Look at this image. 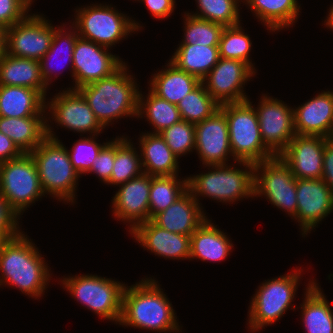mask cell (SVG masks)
I'll use <instances>...</instances> for the list:
<instances>
[{
    "label": "cell",
    "instance_id": "obj_1",
    "mask_svg": "<svg viewBox=\"0 0 333 333\" xmlns=\"http://www.w3.org/2000/svg\"><path fill=\"white\" fill-rule=\"evenodd\" d=\"M46 261L24 231L7 239L0 248V288L15 287L28 298L40 300L53 275Z\"/></svg>",
    "mask_w": 333,
    "mask_h": 333
},
{
    "label": "cell",
    "instance_id": "obj_2",
    "mask_svg": "<svg viewBox=\"0 0 333 333\" xmlns=\"http://www.w3.org/2000/svg\"><path fill=\"white\" fill-rule=\"evenodd\" d=\"M155 277L126 285L118 325L158 333H182L172 302Z\"/></svg>",
    "mask_w": 333,
    "mask_h": 333
},
{
    "label": "cell",
    "instance_id": "obj_3",
    "mask_svg": "<svg viewBox=\"0 0 333 333\" xmlns=\"http://www.w3.org/2000/svg\"><path fill=\"white\" fill-rule=\"evenodd\" d=\"M129 68L126 61L111 76L77 89L105 129L118 119L137 118L139 89L142 88Z\"/></svg>",
    "mask_w": 333,
    "mask_h": 333
},
{
    "label": "cell",
    "instance_id": "obj_4",
    "mask_svg": "<svg viewBox=\"0 0 333 333\" xmlns=\"http://www.w3.org/2000/svg\"><path fill=\"white\" fill-rule=\"evenodd\" d=\"M233 163L204 166L206 172L187 177L188 190L200 206L203 205L200 202L203 197L226 205L254 198L255 164L245 161Z\"/></svg>",
    "mask_w": 333,
    "mask_h": 333
},
{
    "label": "cell",
    "instance_id": "obj_5",
    "mask_svg": "<svg viewBox=\"0 0 333 333\" xmlns=\"http://www.w3.org/2000/svg\"><path fill=\"white\" fill-rule=\"evenodd\" d=\"M30 154L46 198L49 195V198L74 206L81 176L70 161L66 145L60 139L47 136Z\"/></svg>",
    "mask_w": 333,
    "mask_h": 333
},
{
    "label": "cell",
    "instance_id": "obj_6",
    "mask_svg": "<svg viewBox=\"0 0 333 333\" xmlns=\"http://www.w3.org/2000/svg\"><path fill=\"white\" fill-rule=\"evenodd\" d=\"M91 3L73 10L74 20L70 23L81 38L112 49L133 33L144 29V25L125 12H120L113 4Z\"/></svg>",
    "mask_w": 333,
    "mask_h": 333
},
{
    "label": "cell",
    "instance_id": "obj_7",
    "mask_svg": "<svg viewBox=\"0 0 333 333\" xmlns=\"http://www.w3.org/2000/svg\"><path fill=\"white\" fill-rule=\"evenodd\" d=\"M296 268L284 275L265 279L255 289L256 293L251 297L246 320L250 332H259L279 321L287 310L296 309L293 302L304 271L301 267Z\"/></svg>",
    "mask_w": 333,
    "mask_h": 333
},
{
    "label": "cell",
    "instance_id": "obj_8",
    "mask_svg": "<svg viewBox=\"0 0 333 333\" xmlns=\"http://www.w3.org/2000/svg\"><path fill=\"white\" fill-rule=\"evenodd\" d=\"M63 275L59 278L62 288L83 307L102 320L116 325L120 321L122 298L126 283L97 274Z\"/></svg>",
    "mask_w": 333,
    "mask_h": 333
},
{
    "label": "cell",
    "instance_id": "obj_9",
    "mask_svg": "<svg viewBox=\"0 0 333 333\" xmlns=\"http://www.w3.org/2000/svg\"><path fill=\"white\" fill-rule=\"evenodd\" d=\"M249 98L243 102L220 105L228 123L229 142L236 161L253 164L271 159L275 155L264 145L258 116Z\"/></svg>",
    "mask_w": 333,
    "mask_h": 333
},
{
    "label": "cell",
    "instance_id": "obj_10",
    "mask_svg": "<svg viewBox=\"0 0 333 333\" xmlns=\"http://www.w3.org/2000/svg\"><path fill=\"white\" fill-rule=\"evenodd\" d=\"M0 193L20 217L45 196L30 153L0 163Z\"/></svg>",
    "mask_w": 333,
    "mask_h": 333
},
{
    "label": "cell",
    "instance_id": "obj_11",
    "mask_svg": "<svg viewBox=\"0 0 333 333\" xmlns=\"http://www.w3.org/2000/svg\"><path fill=\"white\" fill-rule=\"evenodd\" d=\"M52 96L51 99L46 98L48 137L59 140L58 135L56 136V132H54V123L56 127L80 133V136L103 133L105 128L96 119L87 101L78 90L65 88Z\"/></svg>",
    "mask_w": 333,
    "mask_h": 333
},
{
    "label": "cell",
    "instance_id": "obj_12",
    "mask_svg": "<svg viewBox=\"0 0 333 333\" xmlns=\"http://www.w3.org/2000/svg\"><path fill=\"white\" fill-rule=\"evenodd\" d=\"M263 196L292 220L296 217V178L280 156L255 164L254 198Z\"/></svg>",
    "mask_w": 333,
    "mask_h": 333
},
{
    "label": "cell",
    "instance_id": "obj_13",
    "mask_svg": "<svg viewBox=\"0 0 333 333\" xmlns=\"http://www.w3.org/2000/svg\"><path fill=\"white\" fill-rule=\"evenodd\" d=\"M43 13H29L5 30V53L40 61L50 49L54 35L52 20Z\"/></svg>",
    "mask_w": 333,
    "mask_h": 333
},
{
    "label": "cell",
    "instance_id": "obj_14",
    "mask_svg": "<svg viewBox=\"0 0 333 333\" xmlns=\"http://www.w3.org/2000/svg\"><path fill=\"white\" fill-rule=\"evenodd\" d=\"M258 116L264 145L279 156L296 135L294 131V109L286 102L263 93L256 104H252Z\"/></svg>",
    "mask_w": 333,
    "mask_h": 333
},
{
    "label": "cell",
    "instance_id": "obj_15",
    "mask_svg": "<svg viewBox=\"0 0 333 333\" xmlns=\"http://www.w3.org/2000/svg\"><path fill=\"white\" fill-rule=\"evenodd\" d=\"M111 50L78 37L73 50V86L69 89L77 90L116 72L125 60Z\"/></svg>",
    "mask_w": 333,
    "mask_h": 333
},
{
    "label": "cell",
    "instance_id": "obj_16",
    "mask_svg": "<svg viewBox=\"0 0 333 333\" xmlns=\"http://www.w3.org/2000/svg\"><path fill=\"white\" fill-rule=\"evenodd\" d=\"M256 72L245 62L219 58L218 63L201 80L207 92L219 104L248 100L245 85Z\"/></svg>",
    "mask_w": 333,
    "mask_h": 333
},
{
    "label": "cell",
    "instance_id": "obj_17",
    "mask_svg": "<svg viewBox=\"0 0 333 333\" xmlns=\"http://www.w3.org/2000/svg\"><path fill=\"white\" fill-rule=\"evenodd\" d=\"M297 214L302 237H307L333 213V192L322 179H296Z\"/></svg>",
    "mask_w": 333,
    "mask_h": 333
},
{
    "label": "cell",
    "instance_id": "obj_18",
    "mask_svg": "<svg viewBox=\"0 0 333 333\" xmlns=\"http://www.w3.org/2000/svg\"><path fill=\"white\" fill-rule=\"evenodd\" d=\"M195 151L203 167L236 161L230 148L226 116L220 108L195 124Z\"/></svg>",
    "mask_w": 333,
    "mask_h": 333
},
{
    "label": "cell",
    "instance_id": "obj_19",
    "mask_svg": "<svg viewBox=\"0 0 333 333\" xmlns=\"http://www.w3.org/2000/svg\"><path fill=\"white\" fill-rule=\"evenodd\" d=\"M117 188L111 200L112 216L126 224L130 233L136 226L149 220L151 176L142 173L119 184Z\"/></svg>",
    "mask_w": 333,
    "mask_h": 333
},
{
    "label": "cell",
    "instance_id": "obj_20",
    "mask_svg": "<svg viewBox=\"0 0 333 333\" xmlns=\"http://www.w3.org/2000/svg\"><path fill=\"white\" fill-rule=\"evenodd\" d=\"M326 137L295 135L279 155L296 179H322Z\"/></svg>",
    "mask_w": 333,
    "mask_h": 333
},
{
    "label": "cell",
    "instance_id": "obj_21",
    "mask_svg": "<svg viewBox=\"0 0 333 333\" xmlns=\"http://www.w3.org/2000/svg\"><path fill=\"white\" fill-rule=\"evenodd\" d=\"M147 252L166 260L190 261V236L160 228L152 220L136 226L130 233Z\"/></svg>",
    "mask_w": 333,
    "mask_h": 333
},
{
    "label": "cell",
    "instance_id": "obj_22",
    "mask_svg": "<svg viewBox=\"0 0 333 333\" xmlns=\"http://www.w3.org/2000/svg\"><path fill=\"white\" fill-rule=\"evenodd\" d=\"M305 103L295 106L296 135L331 137L333 128V89L321 90Z\"/></svg>",
    "mask_w": 333,
    "mask_h": 333
},
{
    "label": "cell",
    "instance_id": "obj_23",
    "mask_svg": "<svg viewBox=\"0 0 333 333\" xmlns=\"http://www.w3.org/2000/svg\"><path fill=\"white\" fill-rule=\"evenodd\" d=\"M207 218L204 207L200 206L187 190L166 210L157 214L152 221L170 232L191 236Z\"/></svg>",
    "mask_w": 333,
    "mask_h": 333
},
{
    "label": "cell",
    "instance_id": "obj_24",
    "mask_svg": "<svg viewBox=\"0 0 333 333\" xmlns=\"http://www.w3.org/2000/svg\"><path fill=\"white\" fill-rule=\"evenodd\" d=\"M209 217L190 236V260L222 262L232 253V237Z\"/></svg>",
    "mask_w": 333,
    "mask_h": 333
},
{
    "label": "cell",
    "instance_id": "obj_25",
    "mask_svg": "<svg viewBox=\"0 0 333 333\" xmlns=\"http://www.w3.org/2000/svg\"><path fill=\"white\" fill-rule=\"evenodd\" d=\"M143 173L150 176L180 174L179 158L171 151L160 134L141 132L137 138Z\"/></svg>",
    "mask_w": 333,
    "mask_h": 333
},
{
    "label": "cell",
    "instance_id": "obj_26",
    "mask_svg": "<svg viewBox=\"0 0 333 333\" xmlns=\"http://www.w3.org/2000/svg\"><path fill=\"white\" fill-rule=\"evenodd\" d=\"M311 278L304 287V299L297 307L301 309L300 322L306 333H333V310L323 293L320 283Z\"/></svg>",
    "mask_w": 333,
    "mask_h": 333
},
{
    "label": "cell",
    "instance_id": "obj_27",
    "mask_svg": "<svg viewBox=\"0 0 333 333\" xmlns=\"http://www.w3.org/2000/svg\"><path fill=\"white\" fill-rule=\"evenodd\" d=\"M298 0H247L243 5L250 9L268 32L289 30L297 23L302 13Z\"/></svg>",
    "mask_w": 333,
    "mask_h": 333
},
{
    "label": "cell",
    "instance_id": "obj_28",
    "mask_svg": "<svg viewBox=\"0 0 333 333\" xmlns=\"http://www.w3.org/2000/svg\"><path fill=\"white\" fill-rule=\"evenodd\" d=\"M165 64L161 70L151 74L148 88L159 98L177 105L186 94L201 84V80L179 69L169 60Z\"/></svg>",
    "mask_w": 333,
    "mask_h": 333
},
{
    "label": "cell",
    "instance_id": "obj_29",
    "mask_svg": "<svg viewBox=\"0 0 333 333\" xmlns=\"http://www.w3.org/2000/svg\"><path fill=\"white\" fill-rule=\"evenodd\" d=\"M0 132L10 138L22 153H31L47 137V111L40 116H0Z\"/></svg>",
    "mask_w": 333,
    "mask_h": 333
},
{
    "label": "cell",
    "instance_id": "obj_30",
    "mask_svg": "<svg viewBox=\"0 0 333 333\" xmlns=\"http://www.w3.org/2000/svg\"><path fill=\"white\" fill-rule=\"evenodd\" d=\"M0 85L32 88L45 98L50 90L42 77L40 61L7 53L0 58Z\"/></svg>",
    "mask_w": 333,
    "mask_h": 333
},
{
    "label": "cell",
    "instance_id": "obj_31",
    "mask_svg": "<svg viewBox=\"0 0 333 333\" xmlns=\"http://www.w3.org/2000/svg\"><path fill=\"white\" fill-rule=\"evenodd\" d=\"M68 25H69V27H66ZM78 37H79L78 31L71 23L69 24L67 22V24H65L63 22L62 25H59V26L54 25V35L52 38L50 49L40 59L41 74L45 81V84L48 87L50 86V89L52 86L51 84L55 81V79H58L57 77H59L60 74H62L60 72L59 74L57 73V75H56V72H58V71H56V69H54V67L56 66L54 59L56 57L60 58V60L64 59L63 61H60L63 63L62 67L65 66L66 69L69 68V70H70L69 72L71 73L72 80H73V50H74V45H75ZM61 53L63 54L62 56H61ZM61 57H62V59H61ZM52 62H54V64ZM67 63H69V64H67ZM53 65H55V66H53ZM60 65H61V63H60ZM66 65H68V66H66ZM59 71H61V70H59ZM53 78H55V79H53Z\"/></svg>",
    "mask_w": 333,
    "mask_h": 333
},
{
    "label": "cell",
    "instance_id": "obj_32",
    "mask_svg": "<svg viewBox=\"0 0 333 333\" xmlns=\"http://www.w3.org/2000/svg\"><path fill=\"white\" fill-rule=\"evenodd\" d=\"M46 110V98L37 90L22 86L0 85V116H40Z\"/></svg>",
    "mask_w": 333,
    "mask_h": 333
},
{
    "label": "cell",
    "instance_id": "obj_33",
    "mask_svg": "<svg viewBox=\"0 0 333 333\" xmlns=\"http://www.w3.org/2000/svg\"><path fill=\"white\" fill-rule=\"evenodd\" d=\"M169 61L202 80L218 63L219 46L178 44Z\"/></svg>",
    "mask_w": 333,
    "mask_h": 333
},
{
    "label": "cell",
    "instance_id": "obj_34",
    "mask_svg": "<svg viewBox=\"0 0 333 333\" xmlns=\"http://www.w3.org/2000/svg\"><path fill=\"white\" fill-rule=\"evenodd\" d=\"M142 93L140 90L137 119H146L153 127L148 133L159 134L182 120L176 104L159 98L149 88L147 93Z\"/></svg>",
    "mask_w": 333,
    "mask_h": 333
},
{
    "label": "cell",
    "instance_id": "obj_35",
    "mask_svg": "<svg viewBox=\"0 0 333 333\" xmlns=\"http://www.w3.org/2000/svg\"><path fill=\"white\" fill-rule=\"evenodd\" d=\"M126 136L125 133L115 137V159L108 186H118L143 173L139 148Z\"/></svg>",
    "mask_w": 333,
    "mask_h": 333
},
{
    "label": "cell",
    "instance_id": "obj_36",
    "mask_svg": "<svg viewBox=\"0 0 333 333\" xmlns=\"http://www.w3.org/2000/svg\"><path fill=\"white\" fill-rule=\"evenodd\" d=\"M188 190V179L177 175L151 176L149 220L166 210Z\"/></svg>",
    "mask_w": 333,
    "mask_h": 333
},
{
    "label": "cell",
    "instance_id": "obj_37",
    "mask_svg": "<svg viewBox=\"0 0 333 333\" xmlns=\"http://www.w3.org/2000/svg\"><path fill=\"white\" fill-rule=\"evenodd\" d=\"M243 28L242 23L224 27L219 42V57L245 62L258 73L250 57L253 47L251 37Z\"/></svg>",
    "mask_w": 333,
    "mask_h": 333
},
{
    "label": "cell",
    "instance_id": "obj_38",
    "mask_svg": "<svg viewBox=\"0 0 333 333\" xmlns=\"http://www.w3.org/2000/svg\"><path fill=\"white\" fill-rule=\"evenodd\" d=\"M196 12L187 13L199 19L223 25L235 26L241 23V2L239 0H195ZM241 17V18H240Z\"/></svg>",
    "mask_w": 333,
    "mask_h": 333
},
{
    "label": "cell",
    "instance_id": "obj_39",
    "mask_svg": "<svg viewBox=\"0 0 333 333\" xmlns=\"http://www.w3.org/2000/svg\"><path fill=\"white\" fill-rule=\"evenodd\" d=\"M176 106L180 111L181 119L194 124L209 118L220 107L202 83L186 94Z\"/></svg>",
    "mask_w": 333,
    "mask_h": 333
},
{
    "label": "cell",
    "instance_id": "obj_40",
    "mask_svg": "<svg viewBox=\"0 0 333 333\" xmlns=\"http://www.w3.org/2000/svg\"><path fill=\"white\" fill-rule=\"evenodd\" d=\"M182 17L184 34L179 44L219 46L223 25L191 16L186 11Z\"/></svg>",
    "mask_w": 333,
    "mask_h": 333
},
{
    "label": "cell",
    "instance_id": "obj_41",
    "mask_svg": "<svg viewBox=\"0 0 333 333\" xmlns=\"http://www.w3.org/2000/svg\"><path fill=\"white\" fill-rule=\"evenodd\" d=\"M98 137V135H82L74 142L72 148H67L70 161L81 177L82 174L87 175L102 147L108 142L107 140L105 142L103 140L102 143L99 140L97 142Z\"/></svg>",
    "mask_w": 333,
    "mask_h": 333
},
{
    "label": "cell",
    "instance_id": "obj_42",
    "mask_svg": "<svg viewBox=\"0 0 333 333\" xmlns=\"http://www.w3.org/2000/svg\"><path fill=\"white\" fill-rule=\"evenodd\" d=\"M159 134L179 159L195 150L194 123L181 120Z\"/></svg>",
    "mask_w": 333,
    "mask_h": 333
},
{
    "label": "cell",
    "instance_id": "obj_43",
    "mask_svg": "<svg viewBox=\"0 0 333 333\" xmlns=\"http://www.w3.org/2000/svg\"><path fill=\"white\" fill-rule=\"evenodd\" d=\"M115 159V138L108 140L94 160L88 174H95L99 181L106 184L111 177Z\"/></svg>",
    "mask_w": 333,
    "mask_h": 333
},
{
    "label": "cell",
    "instance_id": "obj_44",
    "mask_svg": "<svg viewBox=\"0 0 333 333\" xmlns=\"http://www.w3.org/2000/svg\"><path fill=\"white\" fill-rule=\"evenodd\" d=\"M31 11L25 0H0V25L5 29L23 20Z\"/></svg>",
    "mask_w": 333,
    "mask_h": 333
},
{
    "label": "cell",
    "instance_id": "obj_45",
    "mask_svg": "<svg viewBox=\"0 0 333 333\" xmlns=\"http://www.w3.org/2000/svg\"><path fill=\"white\" fill-rule=\"evenodd\" d=\"M20 220L21 217L9 206L8 201L0 193V233L6 239L18 236L23 231Z\"/></svg>",
    "mask_w": 333,
    "mask_h": 333
},
{
    "label": "cell",
    "instance_id": "obj_46",
    "mask_svg": "<svg viewBox=\"0 0 333 333\" xmlns=\"http://www.w3.org/2000/svg\"><path fill=\"white\" fill-rule=\"evenodd\" d=\"M136 1L145 4L151 16L158 20L167 19L174 13L175 8H177L176 0H135V2Z\"/></svg>",
    "mask_w": 333,
    "mask_h": 333
},
{
    "label": "cell",
    "instance_id": "obj_47",
    "mask_svg": "<svg viewBox=\"0 0 333 333\" xmlns=\"http://www.w3.org/2000/svg\"><path fill=\"white\" fill-rule=\"evenodd\" d=\"M322 180L333 192V139L327 138L325 143Z\"/></svg>",
    "mask_w": 333,
    "mask_h": 333
},
{
    "label": "cell",
    "instance_id": "obj_48",
    "mask_svg": "<svg viewBox=\"0 0 333 333\" xmlns=\"http://www.w3.org/2000/svg\"><path fill=\"white\" fill-rule=\"evenodd\" d=\"M22 154L13 141L0 132V163L18 158Z\"/></svg>",
    "mask_w": 333,
    "mask_h": 333
},
{
    "label": "cell",
    "instance_id": "obj_49",
    "mask_svg": "<svg viewBox=\"0 0 333 333\" xmlns=\"http://www.w3.org/2000/svg\"><path fill=\"white\" fill-rule=\"evenodd\" d=\"M328 10L329 11H327L328 13L324 20V23L322 21V24L325 26L326 29L328 28V29H330V31L333 32V3H332V5H330Z\"/></svg>",
    "mask_w": 333,
    "mask_h": 333
},
{
    "label": "cell",
    "instance_id": "obj_50",
    "mask_svg": "<svg viewBox=\"0 0 333 333\" xmlns=\"http://www.w3.org/2000/svg\"><path fill=\"white\" fill-rule=\"evenodd\" d=\"M5 28L0 25V58L5 53Z\"/></svg>",
    "mask_w": 333,
    "mask_h": 333
},
{
    "label": "cell",
    "instance_id": "obj_51",
    "mask_svg": "<svg viewBox=\"0 0 333 333\" xmlns=\"http://www.w3.org/2000/svg\"><path fill=\"white\" fill-rule=\"evenodd\" d=\"M7 239L0 233V248L1 245L6 241Z\"/></svg>",
    "mask_w": 333,
    "mask_h": 333
},
{
    "label": "cell",
    "instance_id": "obj_52",
    "mask_svg": "<svg viewBox=\"0 0 333 333\" xmlns=\"http://www.w3.org/2000/svg\"><path fill=\"white\" fill-rule=\"evenodd\" d=\"M31 7H33L32 5H34L33 3L36 1V0H25Z\"/></svg>",
    "mask_w": 333,
    "mask_h": 333
},
{
    "label": "cell",
    "instance_id": "obj_53",
    "mask_svg": "<svg viewBox=\"0 0 333 333\" xmlns=\"http://www.w3.org/2000/svg\"><path fill=\"white\" fill-rule=\"evenodd\" d=\"M242 4H244L247 0H239Z\"/></svg>",
    "mask_w": 333,
    "mask_h": 333
},
{
    "label": "cell",
    "instance_id": "obj_54",
    "mask_svg": "<svg viewBox=\"0 0 333 333\" xmlns=\"http://www.w3.org/2000/svg\"><path fill=\"white\" fill-rule=\"evenodd\" d=\"M330 138L333 139V128H332V133H331V137Z\"/></svg>",
    "mask_w": 333,
    "mask_h": 333
}]
</instances>
